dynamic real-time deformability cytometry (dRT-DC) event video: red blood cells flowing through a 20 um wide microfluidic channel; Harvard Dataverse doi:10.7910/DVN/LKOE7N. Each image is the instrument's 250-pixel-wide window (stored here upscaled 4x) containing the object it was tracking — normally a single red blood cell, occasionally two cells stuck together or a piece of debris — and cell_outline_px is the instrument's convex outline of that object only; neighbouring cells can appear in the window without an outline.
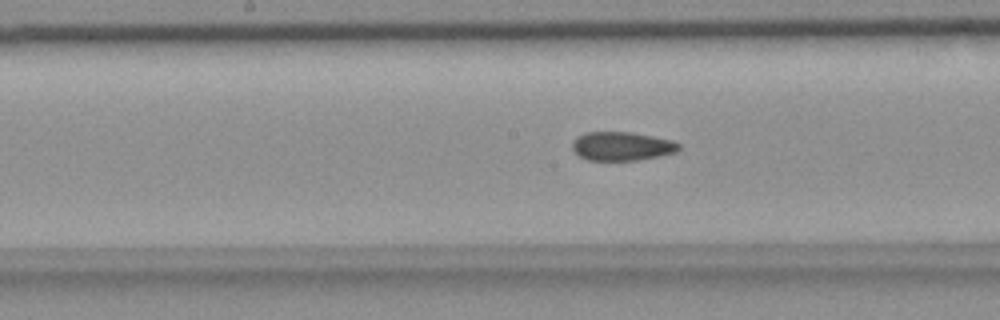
{"species": "common noctule bat (a hibernating species)", "species_latin": "Nyctalus noctula", "temperature_condition": "room temperature", "stored_images_in_passage": 38, "camera_frame_rate_fps": 3000, "um_per_image_px": 0.085, "animal": {"sex": "female", "body_mass_g": 18.4}, "frame": {"image": 1, "passage_image": 11, "time_ms": 3.333, "image_size_px": [1000, 320], "cell_outline_px": [[680, 148], [676, 152], [636, 160], [588, 160], [580, 156], [572, 148], [572, 140], [576, 136], [584, 132], [632, 132], [672, 140], [680, 144]], "centroid_in_image_um": [52.82, 12.41], "position_along_channel_um": 195.4, "area_um2": 17.8}}
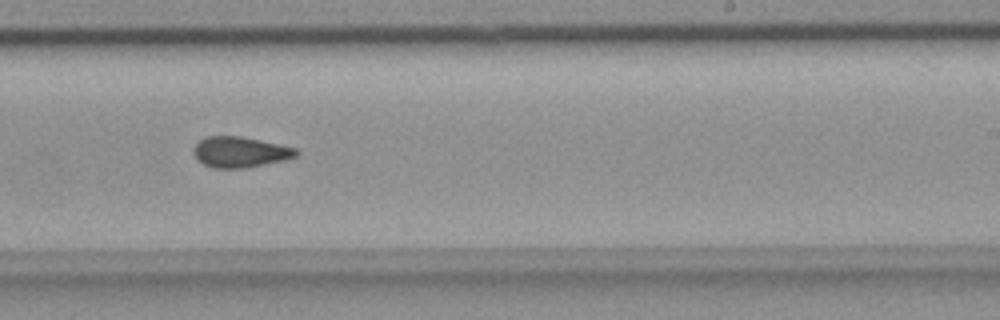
{"frame": {"image": 2, "passage_image": 17, "time_ms": 5.333, "image_size_px": [1000, 320], "cell_outline_px": [[300, 152], [296, 156], [284, 160], [244, 168], [212, 168], [204, 164], [192, 152], [192, 148], [204, 136], [240, 136], [260, 140], [296, 148]], "centroid_in_image_um": [20.39, 12.92], "position_along_channel_um": 268.6, "area_um2": 18.26}}
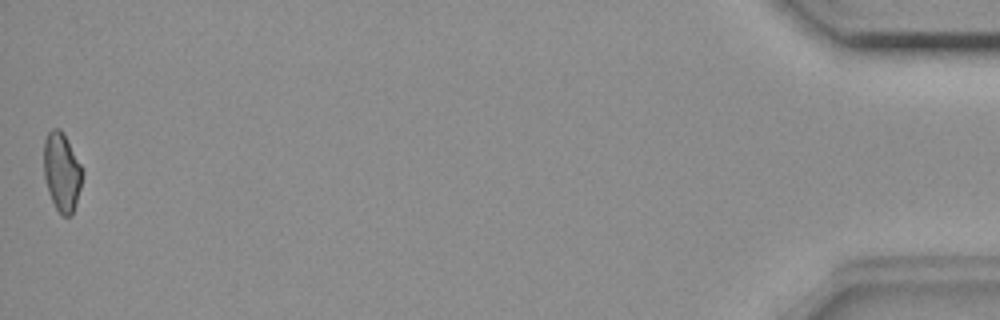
{"frame": {"image": 3, "passage_image": 38, "time_ms": 12.333, "image_size_px": [1000, 320], "cell_outline_px": [[84, 172], [80, 188], [72, 212], [68, 216], [60, 216], [48, 192], [44, 176], [44, 140], [48, 132], [52, 128], [60, 128], [64, 132]], "centroid_in_image_um": [5.24, 14.58], "position_along_channel_um": 430.0, "area_um2": 17.63}}